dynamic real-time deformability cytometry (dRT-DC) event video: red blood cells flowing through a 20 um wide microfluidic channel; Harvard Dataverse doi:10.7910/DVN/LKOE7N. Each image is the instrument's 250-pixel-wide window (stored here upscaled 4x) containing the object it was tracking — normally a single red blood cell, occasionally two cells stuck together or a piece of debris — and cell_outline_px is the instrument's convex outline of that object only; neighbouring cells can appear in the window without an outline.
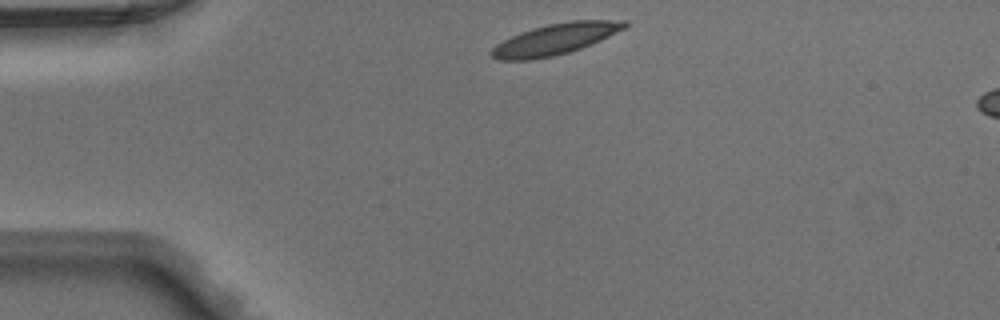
{"species": "Egyptian fruit bat (a non-hibernating species)", "species_latin": "Rousettus aegyptiacus", "temperature_condition": "warm", "stored_images_in_passage": 5, "camera_frame_rate_fps": 3000, "um_per_image_px": 0.085, "animal": {"sex": "male"}, "frame": {"image": 1, "passage_image": 1, "time_ms": 0.0, "image_size_px": [1000, 320], "cell_outline_px": [[628, 24], [624, 28], [600, 40], [580, 48], [568, 52], [552, 56], [532, 60], [500, 60], [492, 56], [488, 52], [496, 44], [520, 32], [532, 28], [548, 24], [572, 20], [628, 20]], "centroid_in_image_um": [47.16, 3.32], "position_along_channel_um": 37.8, "area_um2": 23.87}}